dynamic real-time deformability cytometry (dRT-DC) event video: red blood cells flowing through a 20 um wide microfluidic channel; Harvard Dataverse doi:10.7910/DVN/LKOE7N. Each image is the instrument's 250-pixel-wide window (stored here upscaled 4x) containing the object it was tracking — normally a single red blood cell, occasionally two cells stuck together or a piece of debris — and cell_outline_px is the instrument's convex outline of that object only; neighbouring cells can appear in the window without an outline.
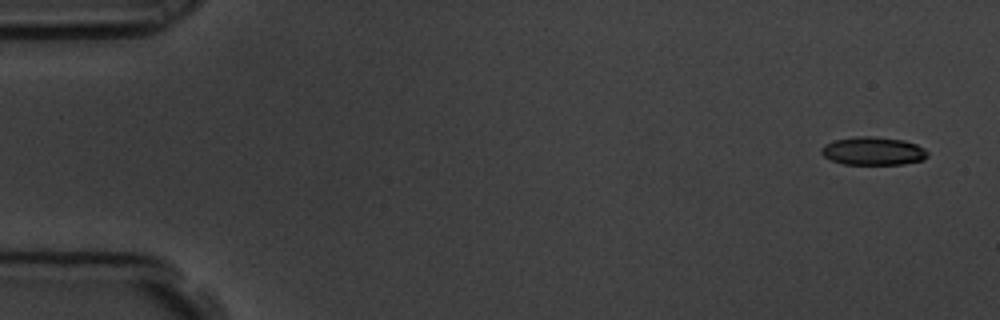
{"species": "common noctule bat (a hibernating species)", "species_latin": "Nyctalus noctula", "temperature_condition": "room temperature", "stored_images_in_passage": 5, "camera_frame_rate_fps": 3000, "um_per_image_px": 0.085, "animal": {"sex": "male", "body_mass_g": 19.5, "forearm_length_mm": 54.6}, "frame": {"image": 1, "passage_image": 1, "time_ms": 0.0, "image_size_px": [1000, 320], "cell_outline_px": [[928, 156], [924, 160], [904, 164], [844, 164], [832, 160], [824, 156], [820, 152], [820, 148], [824, 144], [836, 140], [856, 136], [876, 136], [904, 140], [916, 144], [924, 148], [928, 152]], "centroid_in_image_um": [74.23, 12.83], "position_along_channel_um": 10.8, "area_um2": 17.57}}
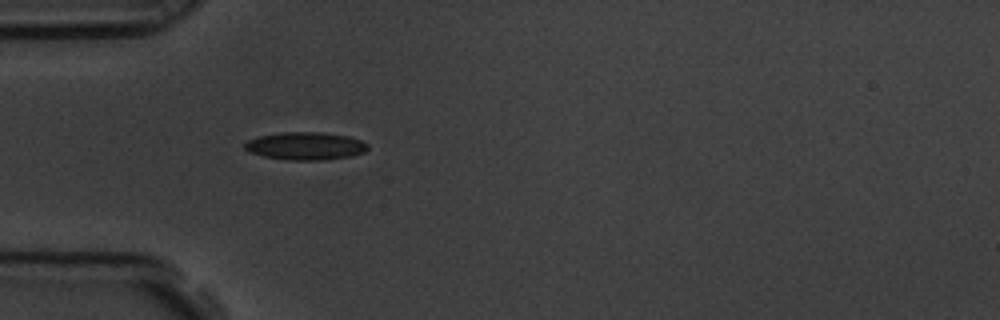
{"frame": {"image": 2, "passage_image": 5, "time_ms": 1.333, "image_size_px": [1000, 320], "cell_outline_px": [[368, 148], [364, 152], [352, 156], [324, 160], [288, 160], [264, 156], [248, 152], [244, 148], [244, 144], [248, 140], [256, 136], [280, 132], [320, 132], [348, 136], [360, 140], [368, 144]], "centroid_in_image_um": [25.94, 12.4], "position_along_channel_um": 59.1, "area_um2": 20.06}}